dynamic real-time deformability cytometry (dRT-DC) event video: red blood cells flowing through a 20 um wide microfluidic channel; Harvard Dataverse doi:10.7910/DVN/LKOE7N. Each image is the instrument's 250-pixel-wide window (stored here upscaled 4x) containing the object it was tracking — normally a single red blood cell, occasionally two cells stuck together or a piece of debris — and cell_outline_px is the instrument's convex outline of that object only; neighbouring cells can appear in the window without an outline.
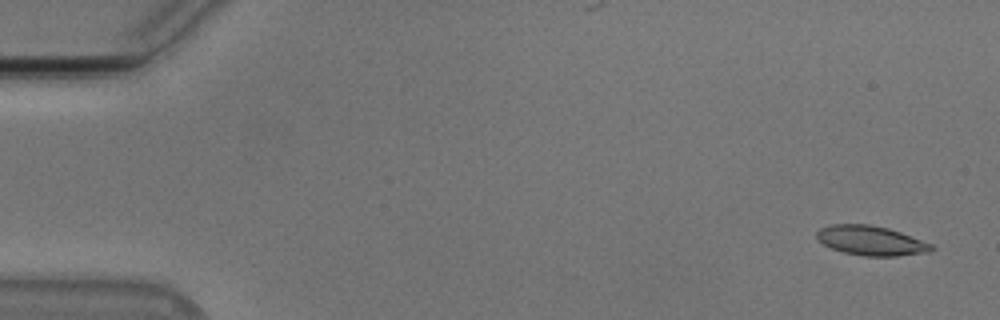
{"species": "Egyptian fruit bat (a non-hibernating species)", "species_latin": "Rousettus aegyptiacus", "temperature_condition": "cold", "stored_images_in_passage": 54, "camera_frame_rate_fps": 3000, "um_per_image_px": 0.085, "animal": {"sex": "male"}, "frame": {"image": 1, "passage_image": 2, "time_ms": 0.333, "image_size_px": [1000, 320], "cell_outline_px": [[936, 248], [928, 252], [896, 256], [864, 256], [844, 252], [832, 248], [824, 244], [816, 236], [816, 232], [820, 228], [832, 224], [868, 224], [888, 228], [900, 232], [932, 244]], "centroid_in_image_um": [74.04, 20.45], "position_along_channel_um": 11.0, "area_um2": 19.59}}
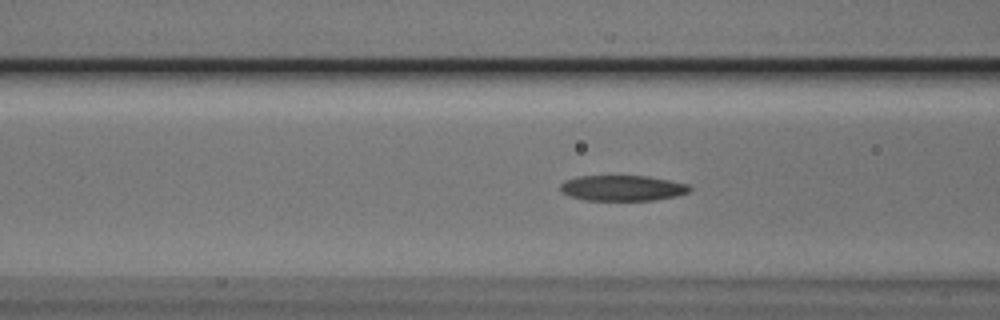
{"frame": {"image": 2, "passage_image": 21, "time_ms": 6.667, "image_size_px": [1000, 320], "cell_outline_px": [[692, 192], [676, 196], [656, 200], [584, 200], [568, 196], [560, 192], [560, 184], [564, 180], [576, 176], [648, 176], [688, 184], [692, 188]], "centroid_in_image_um": [52.89, 15.99], "position_along_channel_um": 113.7, "area_um2": 19.54}}
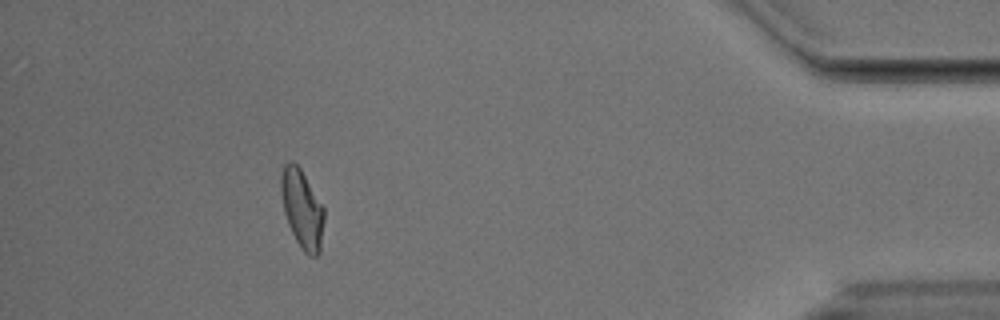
{"frame": {"image": 3, "passage_image": 49, "time_ms": 16.0, "image_size_px": [1000, 320], "cell_outline_px": [[324, 220], [320, 252], [316, 256], [308, 256], [300, 248], [288, 224], [284, 212], [280, 192], [280, 176], [284, 164], [292, 160], [300, 168], [324, 208]], "centroid_in_image_um": [25.66, 17.77], "position_along_channel_um": 409.5, "area_um2": 19.77}, "authors_computed_cell_mechanics": {"area_um2": 19.7676, "velocity_mm_per_s": 3.7631, "shape_relaxation_time_tau1_ms": 4.1769, "shape_relaxation_time_tau2_ms": 2.5752, "deformation_change_tau1": 0.1526, "deformation_change_tau2": 0.1}}